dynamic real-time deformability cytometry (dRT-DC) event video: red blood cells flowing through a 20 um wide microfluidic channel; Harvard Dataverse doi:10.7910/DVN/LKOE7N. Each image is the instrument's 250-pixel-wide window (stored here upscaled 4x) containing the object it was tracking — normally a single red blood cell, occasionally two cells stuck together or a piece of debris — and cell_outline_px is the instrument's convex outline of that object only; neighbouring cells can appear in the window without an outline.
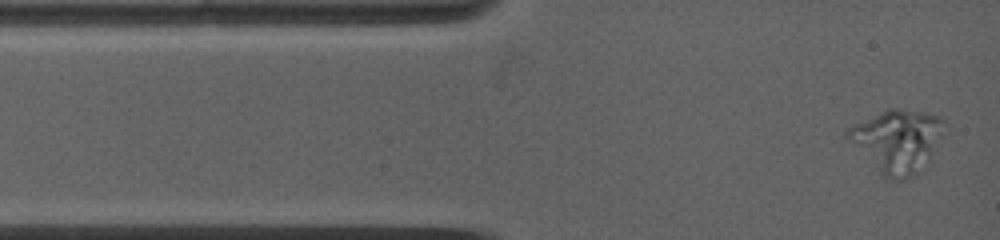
{"species": "common noctule bat (a hibernating species)", "species_latin": "Nyctalus noctula", "temperature_condition": "warm", "stored_images_in_passage": 68, "camera_frame_rate_fps": 5000, "um_per_image_px": 0.085, "animal": {"sex": "female", "body_mass_g": 19.0, "forearm_length_mm": 53.3}, "frame": {"image": 1, "passage_image": 1, "time_ms": 0.0, "image_size_px": [1000, 240], "cell_outline_px": [[948, 124], [928, 168], [924, 172], [908, 180], [892, 180], [884, 176], [844, 136], [844, 132], [852, 124], [892, 108], [896, 108], [924, 112], [944, 116]], "centroid_in_image_um": [76.38, 12.0], "position_along_channel_um": 8.6, "area_um2": 36.3}}
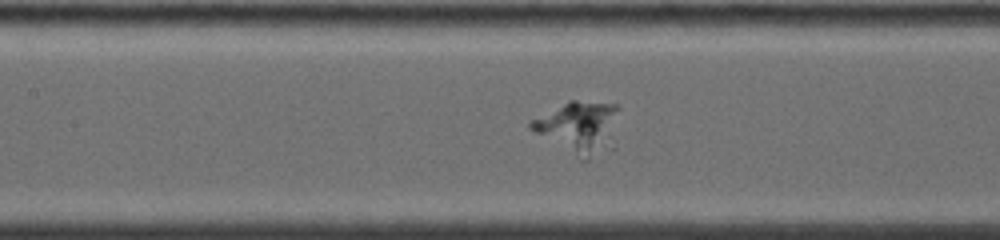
{"frame": {"image": 2, "passage_image": 18, "time_ms": 4.8, "image_size_px": [1000, 240], "cell_outline_px": [[620, 108], [588, 160], [580, 160], [528, 128], [528, 124], [532, 120], [568, 100], [576, 100], [620, 104]], "centroid_in_image_um": [48.95, 10.69], "position_along_channel_um": 158.4, "area_um2": 23.99}}
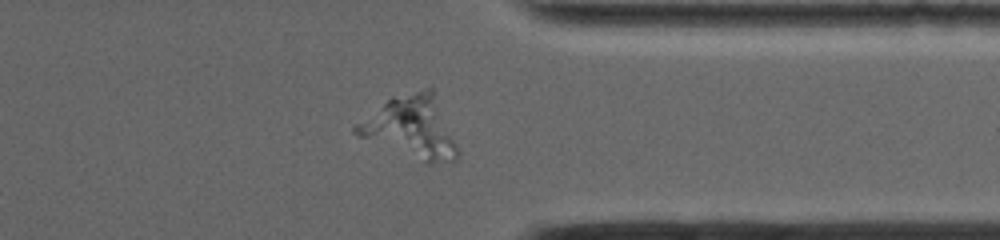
{"frame": {"image": 3, "passage_image": 48, "time_ms": 10.6, "image_size_px": [1000, 240], "cell_outline_px": [[460, 156], [456, 160], [432, 164], [424, 164], [356, 136], [352, 132], [352, 128], [356, 124], [392, 96], [428, 88], [432, 88], [460, 152]], "centroid_in_image_um": [34.94, 10.89], "position_along_channel_um": 376.5, "area_um2": 36.7}}